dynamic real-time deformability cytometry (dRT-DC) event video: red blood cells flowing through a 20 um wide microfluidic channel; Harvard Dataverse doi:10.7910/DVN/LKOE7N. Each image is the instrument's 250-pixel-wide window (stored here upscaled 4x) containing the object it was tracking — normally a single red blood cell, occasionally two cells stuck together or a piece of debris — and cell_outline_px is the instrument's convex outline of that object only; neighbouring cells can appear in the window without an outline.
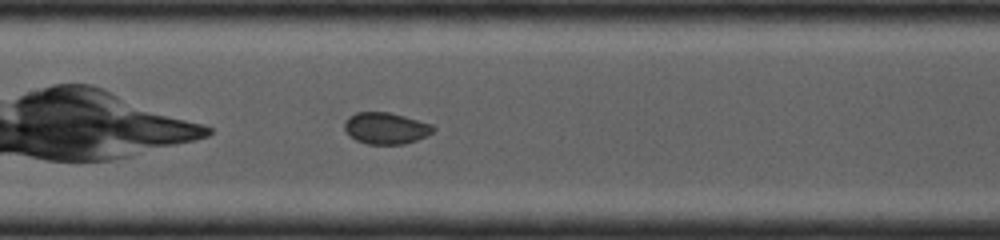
{"species": "common noctule bat (a hibernating species)", "species_latin": "Nyctalus noctula", "temperature_condition": "cold", "stored_images_in_passage": 12, "camera_frame_rate_fps": 4000, "um_per_image_px": 0.085, "animal": {"sex": "female", "body_mass_g": 19.0, "forearm_length_mm": 53.3}, "frame": {"image": 1, "passage_image": 7, "time_ms": 3.25, "image_size_px": [1000, 240], "cell_outline_px": [[436, 128], [432, 132], [416, 140], [404, 144], [368, 144], [356, 140], [344, 128], [344, 124], [356, 112], [388, 112], [404, 116], [432, 124]], "centroid_in_image_um": [32.83, 10.9], "position_along_channel_um": 174.6, "area_um2": 15.95}}
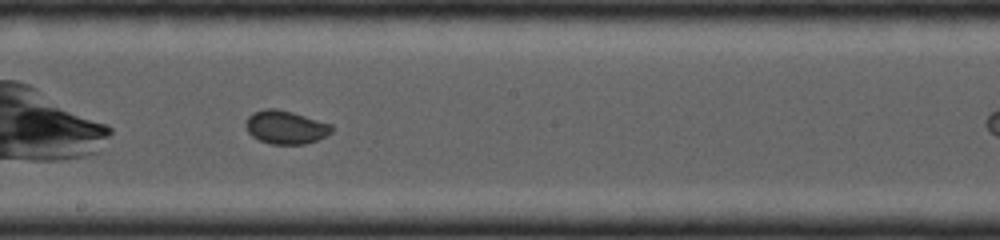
{"frame": {"image": 2, "passage_image": 9, "time_ms": 4.25, "image_size_px": [1000, 240], "cell_outline_px": [[332, 132], [316, 140], [304, 144], [272, 144], [260, 140], [252, 136], [248, 132], [244, 124], [248, 116], [256, 112], [268, 108], [272, 108], [292, 112], [332, 124]], "centroid_in_image_um": [24.27, 10.82], "position_along_channel_um": 223.9, "area_um2": 16.47}}